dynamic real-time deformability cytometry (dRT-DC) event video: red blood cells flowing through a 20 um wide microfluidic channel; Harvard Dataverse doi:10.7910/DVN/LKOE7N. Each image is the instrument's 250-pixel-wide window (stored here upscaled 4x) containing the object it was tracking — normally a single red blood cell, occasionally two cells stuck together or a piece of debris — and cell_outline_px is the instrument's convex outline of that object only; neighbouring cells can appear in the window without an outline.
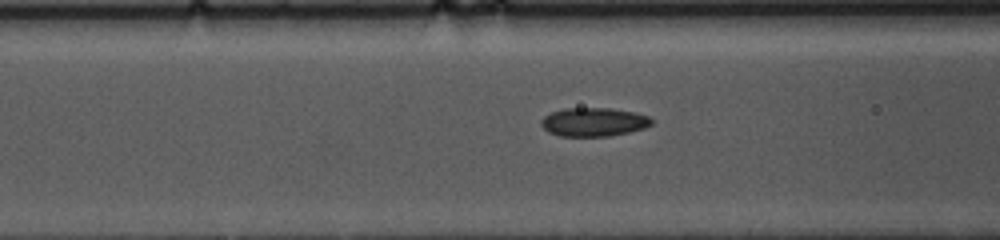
{"species": "common noctule bat (a hibernating species)", "species_latin": "Nyctalus noctula", "temperature_condition": "cold", "stored_images_in_passage": 15, "camera_frame_rate_fps": 3000, "um_per_image_px": 0.085, "animal": {"sex": "female", "body_mass_g": 10.0, "forearm_length_mm": 53.1}, "frame": {"image": 1, "passage_image": 13, "time_ms": 4.0, "image_size_px": [1000, 240], "cell_outline_px": [[652, 124], [644, 128], [628, 132], [608, 136], [560, 136], [548, 132], [540, 124], [540, 120], [544, 116], [552, 112], [564, 108], [612, 108], [636, 112], [648, 116], [652, 120]], "centroid_in_image_um": [50.45, 10.36], "position_along_channel_um": 116.1, "area_um2": 18.5}}